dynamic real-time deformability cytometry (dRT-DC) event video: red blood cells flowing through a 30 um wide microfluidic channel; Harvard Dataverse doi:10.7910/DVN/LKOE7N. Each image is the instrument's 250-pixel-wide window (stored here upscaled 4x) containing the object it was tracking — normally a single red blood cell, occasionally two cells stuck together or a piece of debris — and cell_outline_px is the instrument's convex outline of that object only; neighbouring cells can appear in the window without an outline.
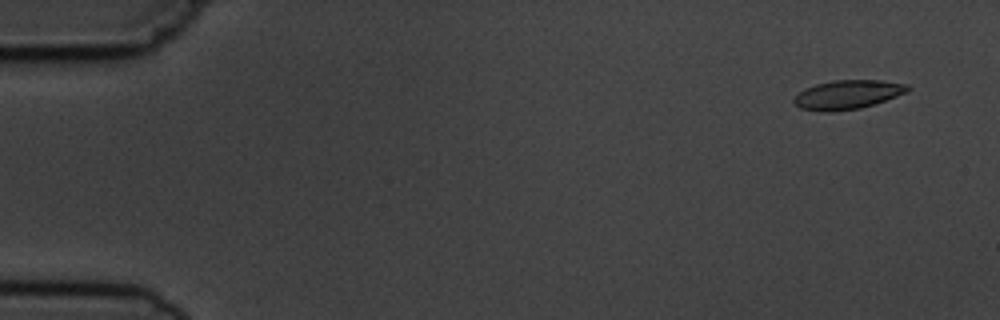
{"species": "common noctule bat (a hibernating species)", "species_latin": "Nyctalus noctula", "temperature_condition": "cold", "stored_images_in_passage": 8, "camera_frame_rate_fps": 3000, "um_per_image_px": 0.085, "animal": {"sex": "male", "body_mass_g": 19.5, "forearm_length_mm": 54.6}, "frame": {"image": 1, "passage_image": 2, "time_ms": 1.0, "image_size_px": [1000, 320], "cell_outline_px": [[912, 88], [908, 92], [860, 108], [832, 112], [824, 112], [800, 108], [792, 100], [804, 88], [816, 84], [832, 80], [880, 80], [908, 84]], "centroid_in_image_um": [72.05, 8.03], "position_along_channel_um": 12.9, "area_um2": 19.19}}
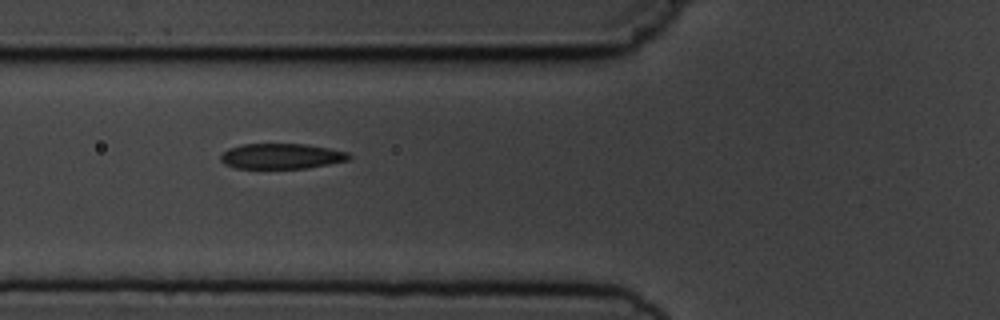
{"frame": {"image": 2, "passage_image": 7, "time_ms": 6.667, "image_size_px": [1000, 320], "cell_outline_px": [[352, 156], [348, 160], [308, 168], [236, 168], [224, 164], [220, 160], [220, 156], [228, 148], [240, 144], [308, 144], [348, 152]], "centroid_in_image_um": [23.91, 13.27], "position_along_channel_um": 101.9, "area_um2": 19.02}}
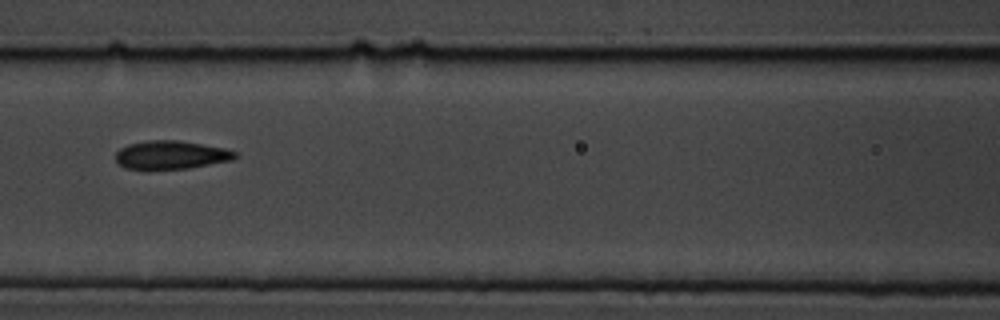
{"frame": {"image": 3, "passage_image": 8, "time_ms": 8.0, "image_size_px": [1000, 320], "cell_outline_px": [[240, 156], [232, 160], [188, 168], [124, 168], [116, 160], [116, 152], [120, 148], [128, 144], [148, 140], [176, 140], [224, 148], [236, 152]], "centroid_in_image_um": [14.55, 13.15], "position_along_channel_um": 152.1, "area_um2": 19.42}}